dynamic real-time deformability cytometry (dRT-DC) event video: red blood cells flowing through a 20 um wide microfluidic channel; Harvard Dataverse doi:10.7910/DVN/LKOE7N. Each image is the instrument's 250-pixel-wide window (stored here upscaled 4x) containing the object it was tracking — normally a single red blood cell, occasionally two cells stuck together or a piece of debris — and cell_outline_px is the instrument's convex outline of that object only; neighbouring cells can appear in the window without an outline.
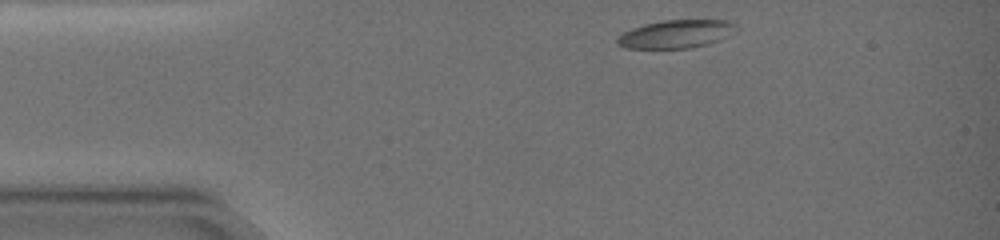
{"species": "common noctule bat (a hibernating species)", "species_latin": "Nyctalus noctula", "temperature_condition": "warm", "stored_images_in_passage": 7, "camera_frame_rate_fps": 3000, "um_per_image_px": 0.085, "animal": {"sex": "female", "body_mass_g": 19.0, "forearm_length_mm": 51.5}, "frame": {"image": 1, "passage_image": 1, "time_ms": 0.0, "image_size_px": [1000, 240], "cell_outline_px": [[740, 28], [720, 40], [708, 44], [692, 48], [624, 48], [616, 44], [616, 40], [624, 32], [632, 28], [644, 24], [664, 20], [728, 20], [736, 24]], "centroid_in_image_um": [57.5, 2.89], "position_along_channel_um": 27.5, "area_um2": 19.59}}
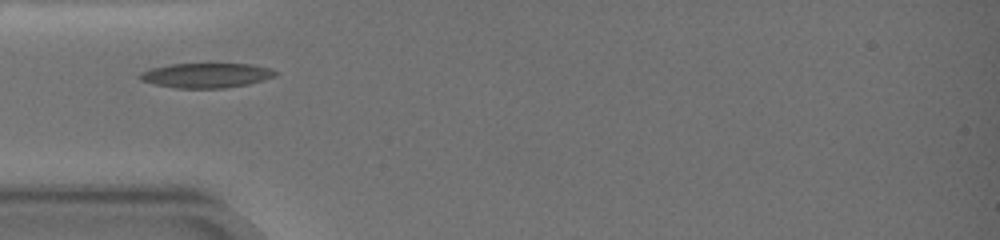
{"frame": {"image": 2, "passage_image": 5, "time_ms": 3.0, "image_size_px": [1000, 240], "cell_outline_px": [[280, 72], [276, 76], [264, 80], [248, 84], [224, 88], [176, 88], [152, 84], [140, 80], [136, 76], [140, 72], [152, 68], [172, 64], [252, 64], [268, 68]], "centroid_in_image_um": [17.51, 6.41], "position_along_channel_um": 67.5, "area_um2": 19.65}}